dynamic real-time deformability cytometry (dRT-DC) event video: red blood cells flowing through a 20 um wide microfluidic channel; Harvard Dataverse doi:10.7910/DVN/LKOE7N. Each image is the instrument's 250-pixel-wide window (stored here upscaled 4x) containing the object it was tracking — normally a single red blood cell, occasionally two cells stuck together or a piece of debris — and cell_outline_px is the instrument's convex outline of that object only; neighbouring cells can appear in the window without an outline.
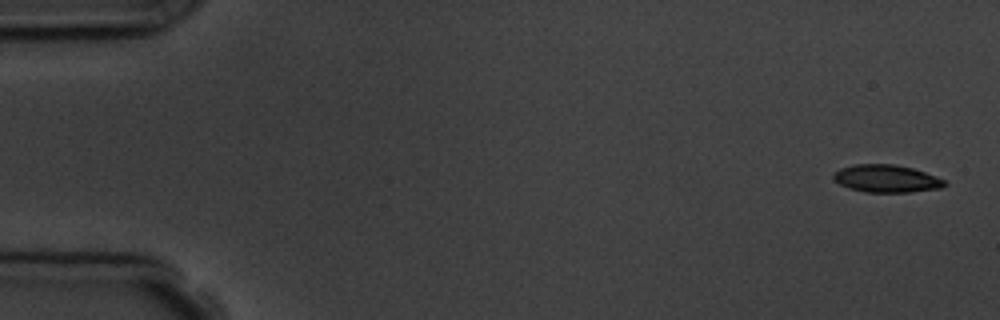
{"species": "common noctule bat (a hibernating species)", "species_latin": "Nyctalus noctula", "temperature_condition": "room temperature", "stored_images_in_passage": 6, "camera_frame_rate_fps": 3000, "um_per_image_px": 0.085, "animal": {"sex": "male", "body_mass_g": 19.5, "forearm_length_mm": 54.6}, "frame": {"image": 1, "passage_image": 1, "time_ms": 0.0, "image_size_px": [1000, 320], "cell_outline_px": [[948, 184], [940, 188], [908, 192], [864, 192], [848, 188], [832, 180], [832, 176], [840, 168], [856, 164], [892, 164], [912, 168], [936, 176], [944, 180]], "centroid_in_image_um": [75.32, 15.18], "position_along_channel_um": 9.7, "area_um2": 17.8}}